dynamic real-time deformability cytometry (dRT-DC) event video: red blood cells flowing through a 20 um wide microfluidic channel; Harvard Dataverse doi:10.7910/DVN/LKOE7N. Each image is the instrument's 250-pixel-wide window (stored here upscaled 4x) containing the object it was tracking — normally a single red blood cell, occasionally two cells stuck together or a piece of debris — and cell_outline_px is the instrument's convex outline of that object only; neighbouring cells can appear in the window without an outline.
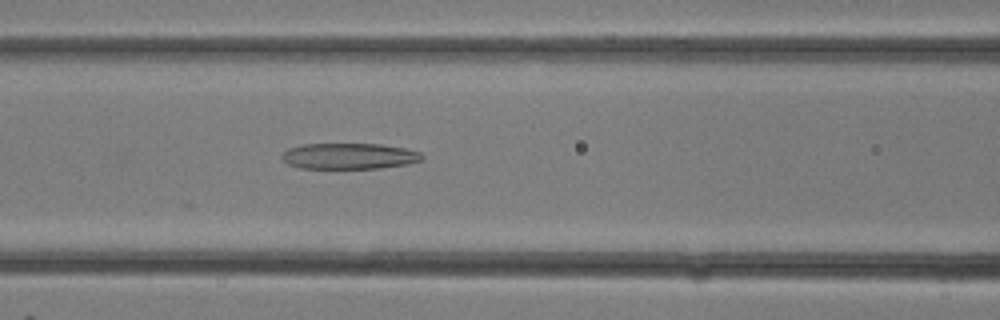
{"species": "common noctule bat (a hibernating species)", "species_latin": "Nyctalus noctula", "temperature_condition": "room temperature", "stored_images_in_passage": 14, "camera_frame_rate_fps": 3000, "um_per_image_px": 0.085, "animal": {"sex": "female"}, "frame": {"image": 1, "passage_image": 5, "time_ms": 1.333, "image_size_px": [1000, 320], "cell_outline_px": [[424, 156], [420, 160], [408, 164], [380, 168], [300, 168], [288, 164], [280, 156], [288, 148], [304, 144], [380, 144], [404, 148], [420, 152]], "centroid_in_image_um": [29.67, 13.27], "position_along_channel_um": 136.9, "area_um2": 21.1}}
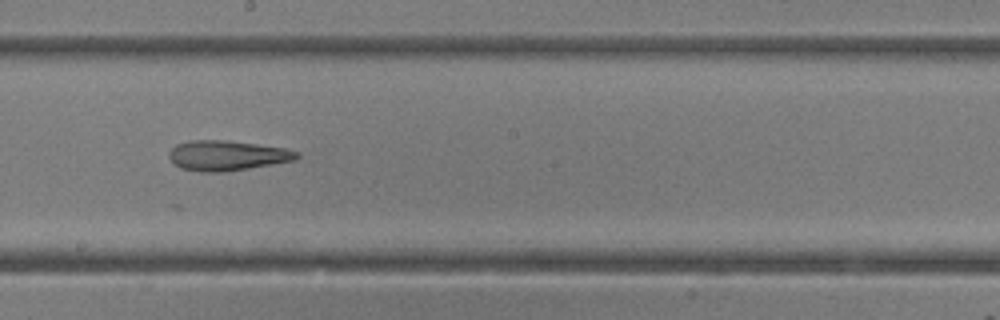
{"frame": {"image": 2, "passage_image": 9, "time_ms": 2.667, "image_size_px": [1000, 320], "cell_outline_px": [[300, 156], [296, 160], [224, 172], [200, 172], [180, 168], [172, 164], [168, 156], [168, 152], [176, 144], [188, 140], [224, 140], [288, 148], [300, 152]], "centroid_in_image_um": [19.28, 13.22], "position_along_channel_um": 228.9, "area_um2": 22.66}}
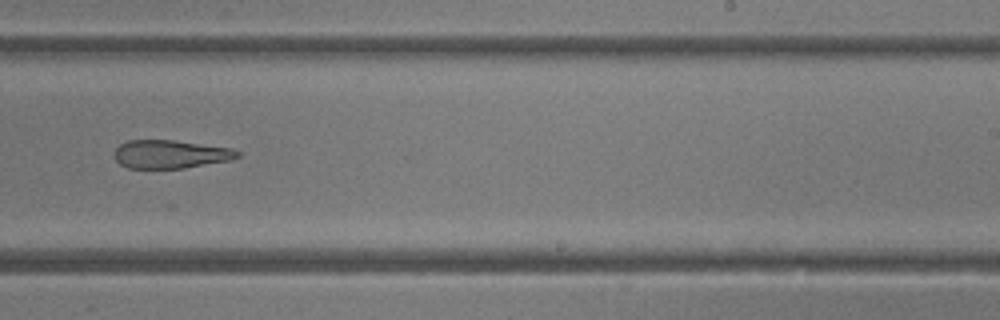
{"frame": {"image": 3, "passage_image": 11, "time_ms": 3.333, "image_size_px": [1000, 320], "cell_outline_px": [[240, 156], [228, 160], [184, 168], [128, 168], [120, 164], [112, 156], [112, 152], [120, 144], [128, 140], [172, 140], [232, 148], [240, 152]], "centroid_in_image_um": [14.43, 13.1], "position_along_channel_um": 274.6, "area_um2": 20.29}}